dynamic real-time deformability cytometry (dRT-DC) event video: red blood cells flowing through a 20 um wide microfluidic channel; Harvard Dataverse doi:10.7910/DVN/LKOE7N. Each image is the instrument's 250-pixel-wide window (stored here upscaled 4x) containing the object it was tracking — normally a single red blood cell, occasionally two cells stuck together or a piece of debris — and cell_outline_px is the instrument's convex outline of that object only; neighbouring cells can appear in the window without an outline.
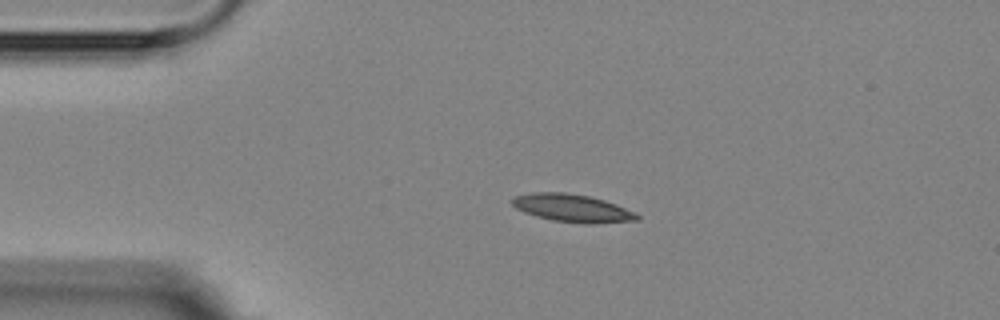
{"species": "Egyptian fruit bat (a non-hibernating species)", "species_latin": "Rousettus aegyptiacus", "temperature_condition": "room temperature", "stored_images_in_passage": 3, "camera_frame_rate_fps": 3000, "um_per_image_px": 0.085, "animal": {"sex": "female"}, "frame": {"image": 1, "passage_image": 2, "time_ms": 2.0, "image_size_px": [1000, 320], "cell_outline_px": [[640, 220], [592, 224], [584, 224], [552, 220], [536, 216], [524, 212], [516, 208], [512, 204], [512, 196], [532, 192], [564, 192], [588, 196], [604, 200], [616, 204], [636, 212], [640, 216]], "centroid_in_image_um": [48.66, 17.69], "position_along_channel_um": 36.3, "area_um2": 20.4}}